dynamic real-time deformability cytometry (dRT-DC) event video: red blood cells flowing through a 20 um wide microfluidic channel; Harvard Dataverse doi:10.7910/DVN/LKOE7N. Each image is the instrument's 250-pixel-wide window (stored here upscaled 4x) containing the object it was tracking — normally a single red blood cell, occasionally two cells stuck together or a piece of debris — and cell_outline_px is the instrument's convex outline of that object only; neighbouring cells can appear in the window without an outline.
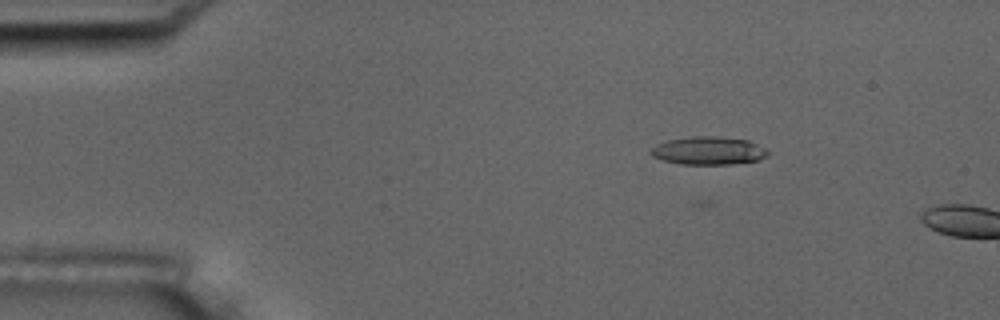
{"species": "common noctule bat (a hibernating species)", "species_latin": "Nyctalus noctula", "temperature_condition": "room temperature", "stored_images_in_passage": 4, "camera_frame_rate_fps": 3000, "um_per_image_px": 0.085, "animal": {"sex": "male", "body_mass_g": 17.5, "forearm_length_mm": 52.3}, "frame": {"image": 1, "passage_image": 3, "time_ms": 3.333, "image_size_px": [1000, 320], "cell_outline_px": [[768, 156], [760, 160], [732, 164], [680, 164], [664, 160], [652, 156], [648, 152], [656, 144], [668, 140], [692, 136], [716, 136], [748, 140], [764, 148], [768, 152]], "centroid_in_image_um": [60.21, 12.81], "position_along_channel_um": 24.8, "area_um2": 19.13}}